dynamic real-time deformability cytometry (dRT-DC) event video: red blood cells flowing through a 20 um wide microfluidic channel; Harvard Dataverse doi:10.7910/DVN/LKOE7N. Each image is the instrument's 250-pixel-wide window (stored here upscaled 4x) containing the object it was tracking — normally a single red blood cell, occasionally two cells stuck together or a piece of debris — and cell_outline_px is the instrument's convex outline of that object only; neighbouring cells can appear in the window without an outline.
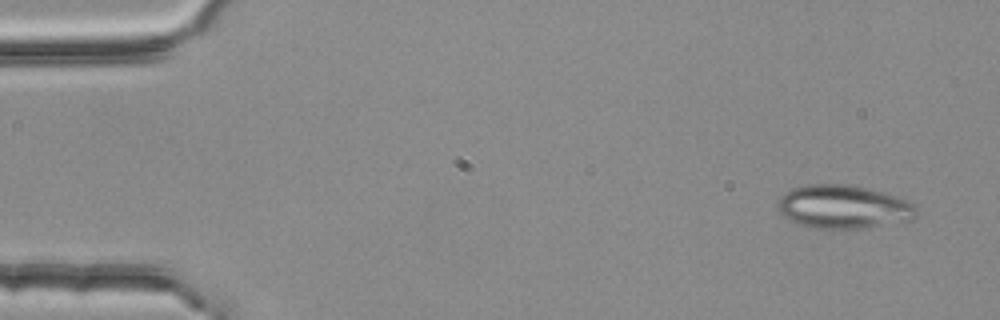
{"species": "common noctule bat (a hibernating species)", "species_latin": "Nyctalus noctula", "temperature_condition": "room temperature", "stored_images_in_passage": 4, "camera_frame_rate_fps": 3000, "um_per_image_px": 0.085, "animal": {"sex": "female", "body_mass_g": 25.1}, "frame": {"image": 1, "passage_image": 1, "time_ms": 0.0, "image_size_px": [1000, 320], "cell_outline_px": [[916, 216], [912, 220], [860, 228], [812, 228], [788, 220], [776, 208], [780, 196], [784, 192], [792, 188], [804, 184], [848, 184], [868, 188], [896, 196], [912, 204], [916, 208]], "centroid_in_image_um": [71.63, 17.57], "position_along_channel_um": 13.4, "area_um2": 35.08}}